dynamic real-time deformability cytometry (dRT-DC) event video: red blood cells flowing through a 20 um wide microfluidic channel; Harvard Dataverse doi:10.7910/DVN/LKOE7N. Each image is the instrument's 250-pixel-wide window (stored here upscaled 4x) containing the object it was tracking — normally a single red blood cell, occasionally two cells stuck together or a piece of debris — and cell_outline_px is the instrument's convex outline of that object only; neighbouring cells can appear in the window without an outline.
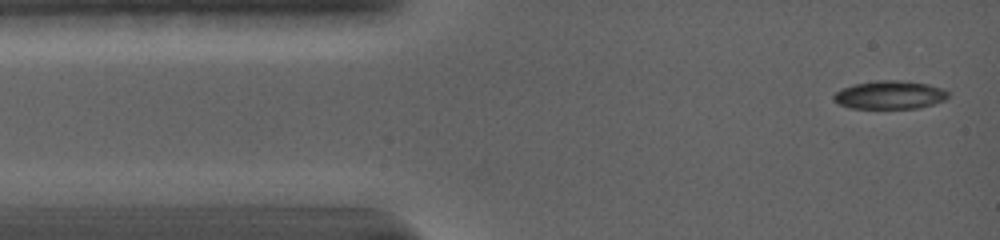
{"species": "common noctule bat (a hibernating species)", "species_latin": "Nyctalus noctula", "temperature_condition": "warm", "stored_images_in_passage": 19, "camera_frame_rate_fps": 5000, "um_per_image_px": 0.085, "animal": {"sex": "female", "body_mass_g": 19.0, "forearm_length_mm": 56.7}, "frame": {"image": 1, "passage_image": 1, "time_ms": 0.0, "image_size_px": [1000, 240], "cell_outline_px": [[948, 96], [944, 100], [920, 108], [848, 108], [832, 100], [832, 96], [840, 88], [852, 84], [876, 80], [900, 80], [928, 84], [940, 88], [948, 92]], "centroid_in_image_um": [75.57, 8.06], "position_along_channel_um": 9.4, "area_um2": 18.96}}
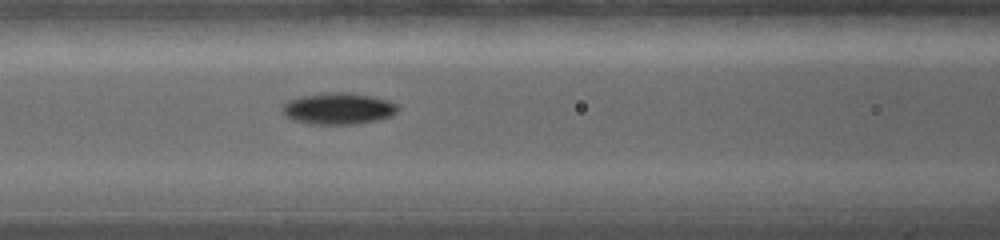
{"frame": {"image": 2, "passage_image": 12, "time_ms": 5.0, "image_size_px": [1000, 240], "cell_outline_px": [[396, 112], [388, 116], [376, 120], [356, 124], [308, 124], [292, 120], [284, 116], [284, 104], [288, 100], [304, 96], [368, 96], [384, 100], [396, 104]], "centroid_in_image_um": [28.69, 9.32], "position_along_channel_um": 137.9, "area_um2": 19.54}}
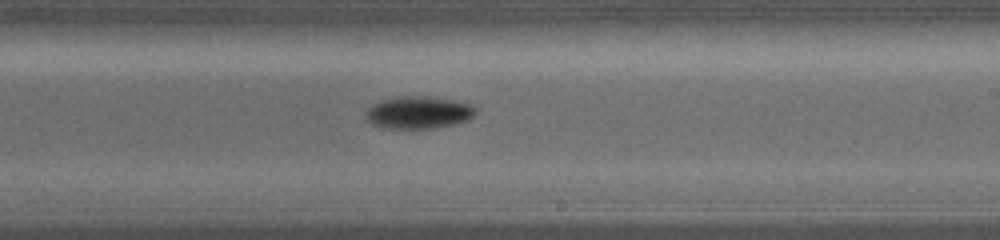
{"frame": {"image": 3, "passage_image": 19, "time_ms": 8.0, "image_size_px": [1000, 240], "cell_outline_px": [[476, 112], [468, 120], [436, 128], [384, 128], [372, 124], [368, 120], [368, 108], [372, 104], [384, 100], [400, 96], [416, 96], [452, 100], [468, 104], [476, 108]], "centroid_in_image_um": [35.57, 9.57], "position_along_channel_um": 253.4, "area_um2": 20.17}}